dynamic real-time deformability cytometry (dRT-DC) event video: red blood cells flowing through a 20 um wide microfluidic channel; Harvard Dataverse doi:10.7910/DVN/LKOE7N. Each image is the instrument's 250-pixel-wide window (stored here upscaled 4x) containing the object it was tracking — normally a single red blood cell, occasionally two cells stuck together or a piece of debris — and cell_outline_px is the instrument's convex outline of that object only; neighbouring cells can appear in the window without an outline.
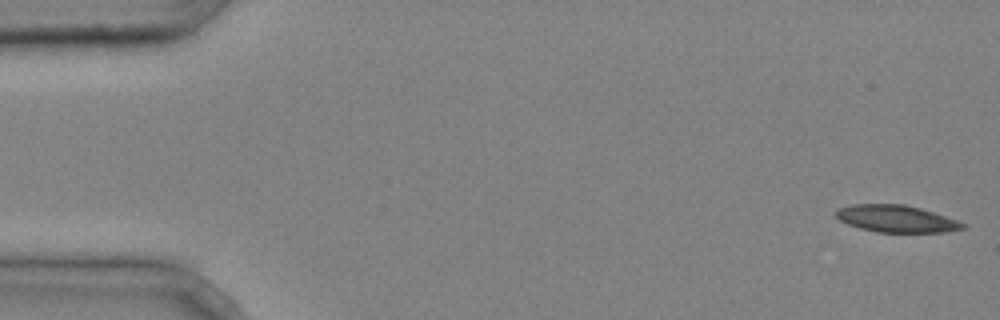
{"species": "common noctule bat (a hibernating species)", "species_latin": "Nyctalus noctula", "temperature_condition": "cold", "stored_images_in_passage": 5, "camera_frame_rate_fps": 3000, "um_per_image_px": 0.085, "animal": {"sex": "male", "body_mass_g": 20.4}, "frame": {"image": 1, "passage_image": 1, "time_ms": 0.0, "image_size_px": [1000, 320], "cell_outline_px": [[968, 224], [964, 228], [948, 232], [876, 232], [860, 228], [848, 224], [840, 220], [836, 216], [836, 208], [852, 204], [904, 204], [920, 208]], "centroid_in_image_um": [76.17, 18.59], "position_along_channel_um": 8.8, "area_um2": 19.94}}
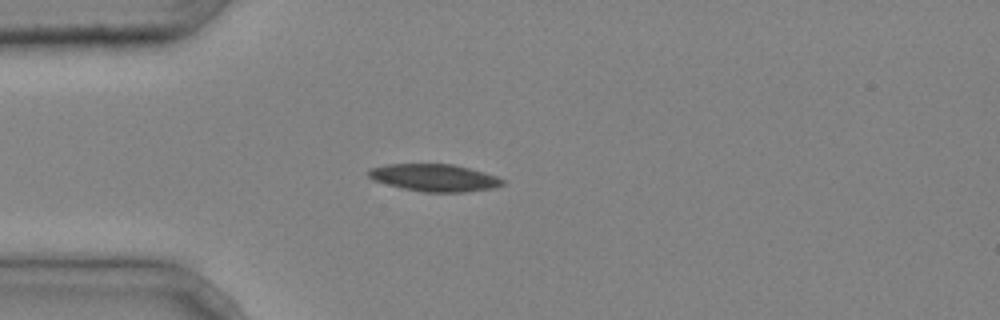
{"frame": {"image": 2, "passage_image": 4, "time_ms": 1.0, "image_size_px": [1000, 320], "cell_outline_px": [[504, 184], [496, 188], [464, 192], [424, 192], [400, 188], [372, 180], [364, 172], [368, 168], [384, 164], [452, 164], [484, 172], [496, 176], [504, 180]], "centroid_in_image_um": [36.86, 15.1], "position_along_channel_um": 48.1, "area_um2": 21.62}}